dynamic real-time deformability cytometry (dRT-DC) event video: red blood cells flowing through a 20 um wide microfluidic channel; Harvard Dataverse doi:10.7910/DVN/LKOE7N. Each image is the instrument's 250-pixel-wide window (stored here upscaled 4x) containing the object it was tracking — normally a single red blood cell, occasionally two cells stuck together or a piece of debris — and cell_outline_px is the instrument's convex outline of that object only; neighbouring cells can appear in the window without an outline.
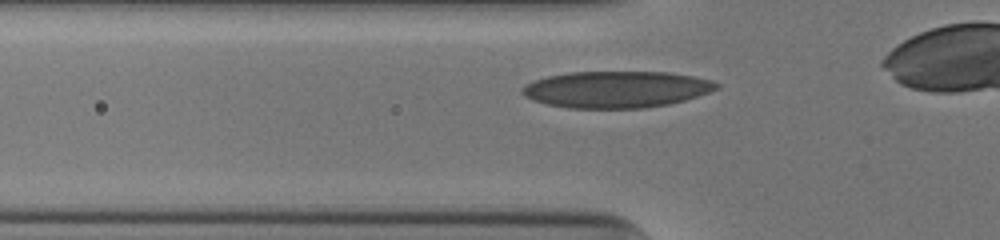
{"species": "human", "species_latin": "Homo sapiens", "temperature_condition": "cold", "stored_images_in_passage": 29, "camera_frame_rate_fps": 3000, "um_per_image_px": 0.085, "donor": {"sex": "male"}, "frame": {"image": 1, "passage_image": 4, "time_ms": 1.0, "image_size_px": [1000, 240], "cell_outline_px": [[720, 84], [716, 88], [708, 92], [684, 100], [668, 104], [644, 108], [568, 108], [548, 104], [532, 100], [524, 96], [520, 92], [528, 84], [536, 80], [548, 76], [568, 72], [668, 72], [692, 76], [712, 80]], "centroid_in_image_um": [52.38, 7.6], "position_along_channel_um": 73.4, "area_um2": 41.15}}
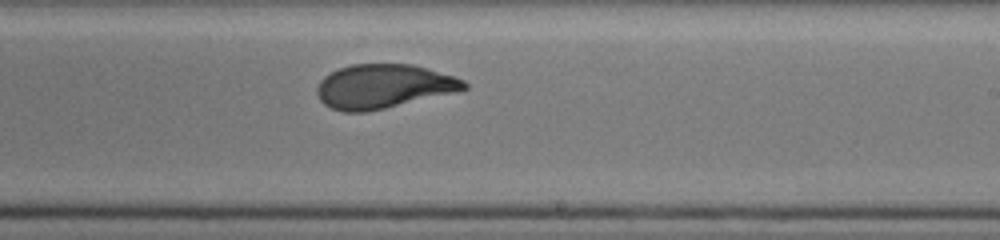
{"frame": {"image": 2, "passage_image": 18, "time_ms": 5.667, "image_size_px": [1000, 240], "cell_outline_px": [[468, 88], [452, 92], [384, 108], [364, 112], [344, 112], [332, 108], [324, 104], [320, 100], [316, 92], [316, 88], [320, 80], [324, 76], [340, 68], [352, 64], [412, 64], [452, 76], [464, 80], [468, 84]], "centroid_in_image_um": [32.53, 7.33], "position_along_channel_um": 256.5, "area_um2": 37.17}}
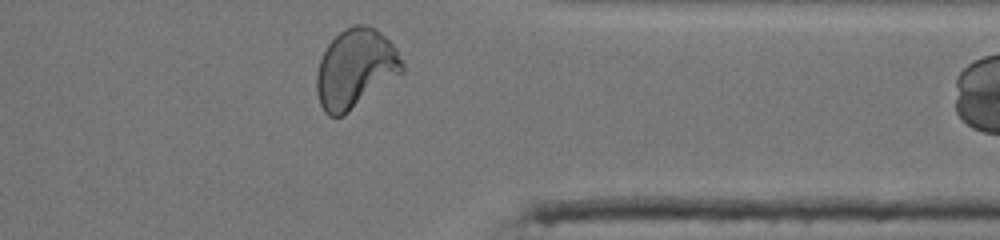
{"frame": {"image": 3, "passage_image": 28, "time_ms": 9.0, "image_size_px": [1000, 240], "cell_outline_px": [[404, 72], [344, 116], [328, 116], [324, 112], [320, 104], [316, 92], [316, 76], [320, 60], [328, 44], [344, 28], [352, 24], [364, 24], [376, 28], [396, 48], [404, 64]], "centroid_in_image_um": [30.21, 5.84], "position_along_channel_um": 381.2, "area_um2": 39.71}}